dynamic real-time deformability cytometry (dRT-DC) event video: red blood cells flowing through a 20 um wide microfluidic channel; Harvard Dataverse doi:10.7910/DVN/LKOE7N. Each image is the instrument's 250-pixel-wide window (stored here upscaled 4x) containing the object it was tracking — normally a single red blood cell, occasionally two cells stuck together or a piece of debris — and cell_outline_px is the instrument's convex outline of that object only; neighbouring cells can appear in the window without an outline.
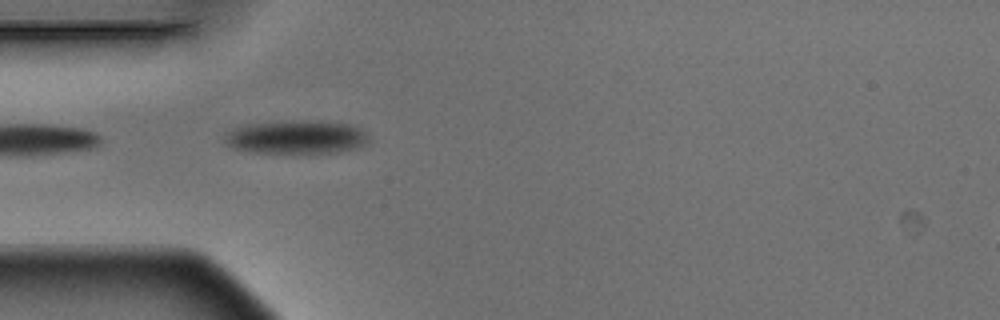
{"species": "Egyptian fruit bat (a non-hibernating species)", "species_latin": "Rousettus aegyptiacus", "temperature_condition": "warm", "stored_images_in_passage": 14, "camera_frame_rate_fps": 3000, "um_per_image_px": 0.085, "animal": {"sex": "male"}, "frame": {"image": 1, "passage_image": 4, "time_ms": 1.0, "image_size_px": [1000, 320], "cell_outline_px": [[372, 140], [368, 144], [360, 148], [340, 152], [252, 152], [232, 148], [224, 144], [224, 132], [232, 128], [248, 124], [292, 120], [308, 120], [352, 124], [368, 132]], "centroid_in_image_um": [25.24, 11.64], "position_along_channel_um": 59.8, "area_um2": 28.73}}
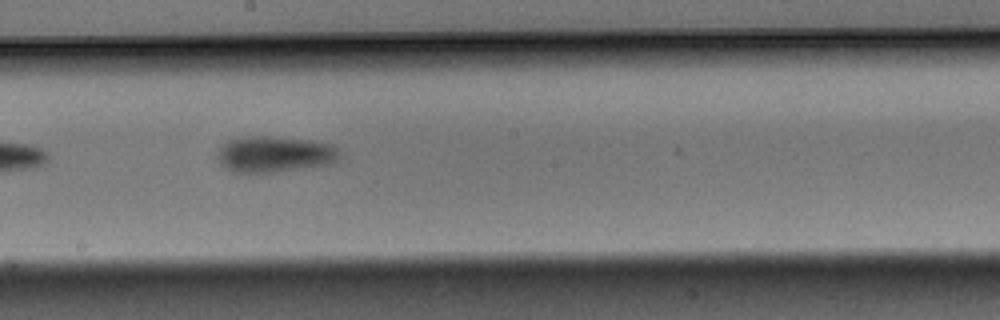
{"frame": {"image": 2, "passage_image": 8, "time_ms": 2.333, "image_size_px": [1000, 320], "cell_outline_px": [[340, 156], [336, 160], [328, 164], [276, 172], [236, 172], [224, 168], [220, 164], [216, 156], [216, 152], [228, 140], [240, 136], [272, 136], [316, 140], [332, 144], [340, 152]], "centroid_in_image_um": [23.32, 13.08], "position_along_channel_um": 224.9, "area_um2": 26.01}}
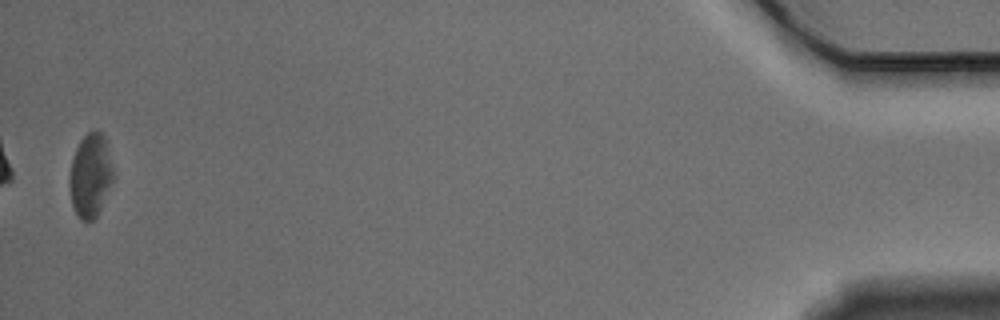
{"frame": {"image": 3, "passage_image": 14, "time_ms": 4.333, "image_size_px": [1000, 320], "cell_outline_px": [[116, 176], [96, 216], [92, 220], [80, 220], [72, 204], [68, 184], [68, 180], [72, 160], [76, 148], [80, 140], [88, 132], [96, 128], [104, 136]], "centroid_in_image_um": [7.69, 14.89], "position_along_channel_um": 427.5, "area_um2": 21.5}}